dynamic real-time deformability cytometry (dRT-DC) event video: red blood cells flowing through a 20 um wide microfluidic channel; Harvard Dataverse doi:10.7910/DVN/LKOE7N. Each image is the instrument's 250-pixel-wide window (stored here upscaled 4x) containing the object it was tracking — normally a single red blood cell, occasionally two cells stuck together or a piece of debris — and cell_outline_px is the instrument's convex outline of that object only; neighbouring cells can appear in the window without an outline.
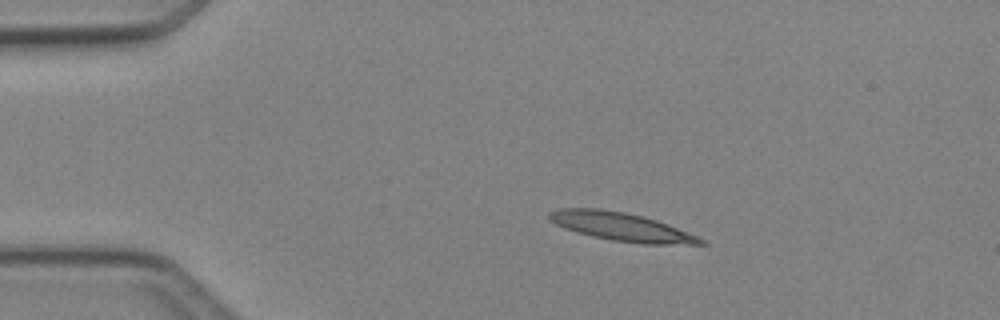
{"species": "Egyptian fruit bat (a non-hibernating species)", "species_latin": "Rousettus aegyptiacus", "temperature_condition": "cold", "stored_images_in_passage": 37, "camera_frame_rate_fps": 3000, "um_per_image_px": 0.085, "animal": {"sex": "female"}, "frame": {"image": 1, "passage_image": 1, "time_ms": 0.0, "image_size_px": [1000, 320], "cell_outline_px": [[708, 244], [640, 244], [612, 240], [592, 236], [576, 232], [564, 228], [548, 220], [548, 212], [560, 208], [600, 208], [624, 212], [644, 216], [668, 224], [696, 236], [704, 240]], "centroid_in_image_um": [52.76, 19.26], "position_along_channel_um": 32.2, "area_um2": 25.03}}
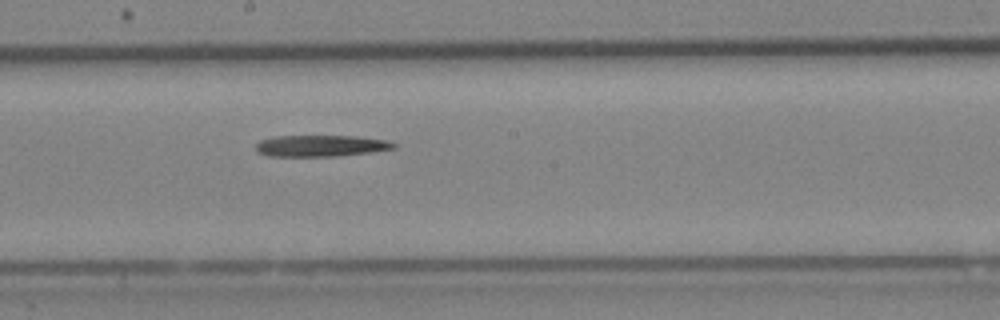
{"frame": {"image": 2, "passage_image": 16, "time_ms": 5.0, "image_size_px": [1000, 320], "cell_outline_px": [[396, 148], [368, 152], [336, 156], [268, 156], [256, 152], [256, 144], [260, 140], [272, 136], [356, 136], [388, 140], [396, 144]], "centroid_in_image_um": [27.23, 12.39], "position_along_channel_um": 221.0, "area_um2": 17.22}}
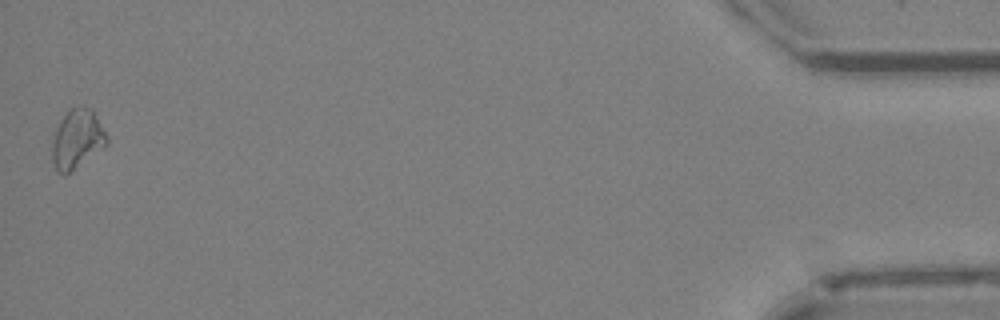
{"frame": {"image": 3, "passage_image": 37, "time_ms": 12.0, "image_size_px": [1000, 320], "cell_outline_px": [[108, 144], [104, 148], [64, 176], [56, 172], [52, 160], [52, 140], [56, 128], [60, 120], [72, 108], [84, 104], [92, 108], [108, 140]], "centroid_in_image_um": [6.54, 11.84], "position_along_channel_um": 428.7, "area_um2": 18.9}}